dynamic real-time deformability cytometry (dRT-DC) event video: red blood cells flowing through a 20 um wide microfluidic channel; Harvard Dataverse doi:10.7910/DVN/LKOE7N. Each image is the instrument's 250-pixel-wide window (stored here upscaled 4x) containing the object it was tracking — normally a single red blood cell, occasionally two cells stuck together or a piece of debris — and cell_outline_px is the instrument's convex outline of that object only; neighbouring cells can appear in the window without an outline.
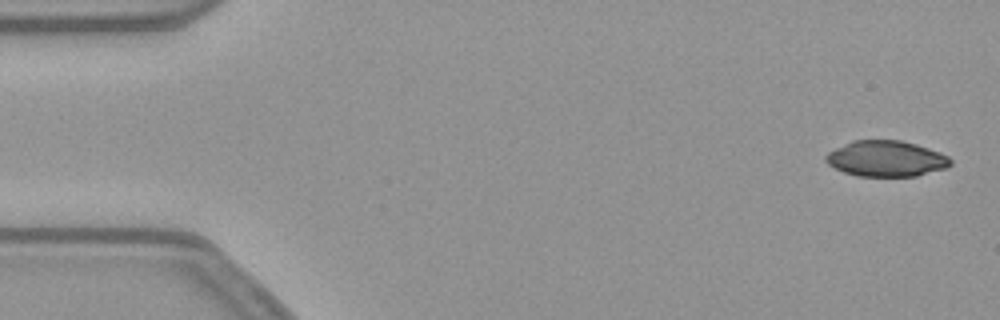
{"species": "common noctule bat (a hibernating species)", "species_latin": "Nyctalus noctula", "temperature_condition": "warm", "stored_images_in_passage": 53, "camera_frame_rate_fps": 3000, "um_per_image_px": 0.085, "animal": {"sex": "female", "body_mass_g": 21.9}, "frame": {"image": 1, "passage_image": 2, "time_ms": 0.333, "image_size_px": [1000, 320], "cell_outline_px": [[952, 164], [948, 168], [916, 176], [856, 176], [844, 172], [828, 164], [824, 160], [824, 156], [828, 152], [852, 140], [900, 140], [916, 144], [940, 152], [948, 156], [952, 160]], "centroid_in_image_um": [75.34, 13.49], "position_along_channel_um": 9.7, "area_um2": 26.18}}
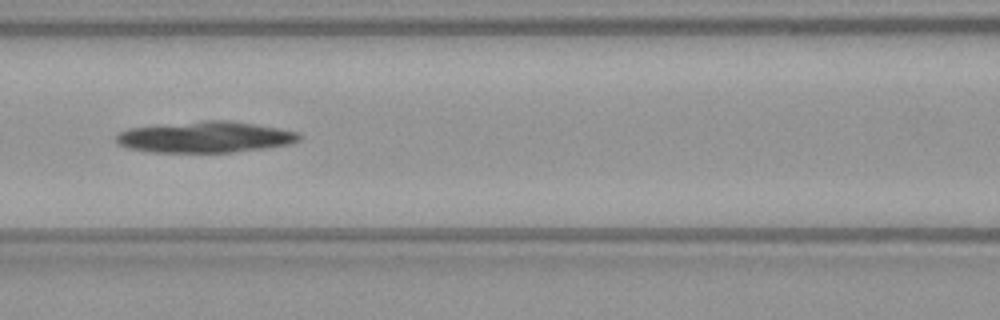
{"frame": {"image": 2, "passage_image": 23, "time_ms": 7.333, "image_size_px": [1000, 320], "cell_outline_px": [[300, 140], [288, 144], [264, 148], [232, 152], [148, 152], [128, 148], [116, 144], [116, 136], [120, 132], [128, 128], [204, 120], [228, 120], [256, 124], [280, 128], [300, 132]], "centroid_in_image_um": [17.44, 11.65], "position_along_channel_um": 149.2, "area_um2": 33.29}}
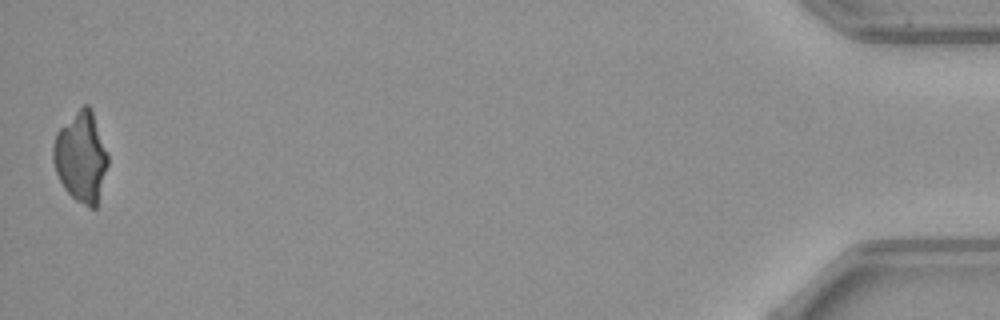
{"frame": {"image": 3, "passage_image": 53, "time_ms": 17.333, "image_size_px": [1000, 320], "cell_outline_px": [[108, 164], [96, 208], [88, 208], [76, 200], [64, 188], [56, 172], [52, 160], [52, 148], [56, 132], [84, 104], [88, 104], [92, 108], [108, 152]], "centroid_in_image_um": [6.9, 13.34], "position_along_channel_um": 428.3, "area_um2": 28.84}}